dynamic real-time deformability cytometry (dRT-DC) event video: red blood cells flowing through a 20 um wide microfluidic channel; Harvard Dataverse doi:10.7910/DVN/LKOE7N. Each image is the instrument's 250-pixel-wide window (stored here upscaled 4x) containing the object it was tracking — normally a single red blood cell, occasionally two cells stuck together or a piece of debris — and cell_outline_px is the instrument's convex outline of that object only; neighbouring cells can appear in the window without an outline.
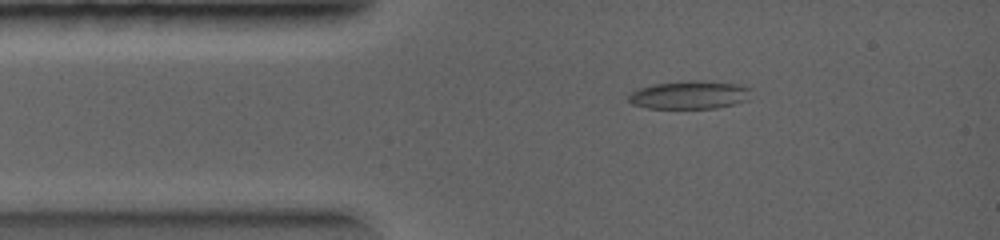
{"species": "common noctule bat (a hibernating species)", "species_latin": "Nyctalus noctula", "temperature_condition": "warm", "stored_images_in_passage": 42, "camera_frame_rate_fps": 5000, "um_per_image_px": 0.085, "animal": {"sex": "female", "body_mass_g": 19.0, "forearm_length_mm": 56.7}, "frame": {"image": 1, "passage_image": 6, "time_ms": 1.2, "image_size_px": [1000, 240], "cell_outline_px": [[752, 88], [748, 100], [736, 104], [716, 108], [648, 108], [632, 104], [628, 100], [628, 96], [636, 88], [652, 84], [688, 80], [696, 80], [740, 84]], "centroid_in_image_um": [58.63, 8.06], "position_along_channel_um": 26.4, "area_um2": 20.4}}
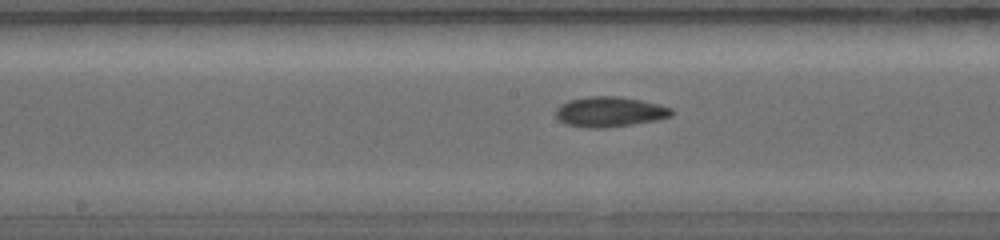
{"frame": {"image": 2, "passage_image": 19, "time_ms": 4.4, "image_size_px": [1000, 240], "cell_outline_px": [[672, 116], [656, 120], [632, 124], [600, 128], [588, 128], [564, 124], [556, 116], [556, 108], [560, 104], [568, 100], [592, 96], [620, 96], [660, 104], [672, 108]], "centroid_in_image_um": [51.81, 9.5], "position_along_channel_um": 196.4, "area_um2": 20.35}}
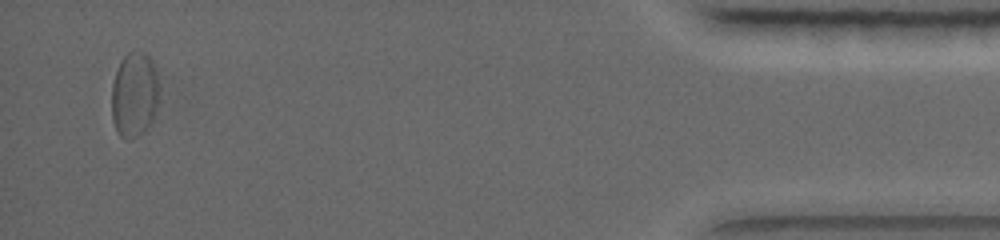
{"frame": {"image": 3, "passage_image": 40, "time_ms": 9.6, "image_size_px": [1000, 240], "cell_outline_px": [[156, 104], [152, 120], [144, 132], [140, 136], [132, 140], [128, 140], [120, 136], [116, 132], [112, 120], [112, 84], [120, 60], [132, 48], [144, 52], [152, 60], [156, 72]], "centroid_in_image_um": [11.37, 8.05], "position_along_channel_um": 423.8, "area_um2": 23.58}}